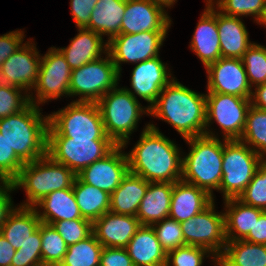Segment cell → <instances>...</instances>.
Listing matches in <instances>:
<instances>
[{
  "instance_id": "obj_1",
  "label": "cell",
  "mask_w": 266,
  "mask_h": 266,
  "mask_svg": "<svg viewBox=\"0 0 266 266\" xmlns=\"http://www.w3.org/2000/svg\"><path fill=\"white\" fill-rule=\"evenodd\" d=\"M178 148L155 125L148 124L131 153L126 154L129 172L148 182L181 181L183 158Z\"/></svg>"
},
{
  "instance_id": "obj_2",
  "label": "cell",
  "mask_w": 266,
  "mask_h": 266,
  "mask_svg": "<svg viewBox=\"0 0 266 266\" xmlns=\"http://www.w3.org/2000/svg\"><path fill=\"white\" fill-rule=\"evenodd\" d=\"M206 95L176 80L166 85L149 108V114L171 124L183 139L205 135Z\"/></svg>"
},
{
  "instance_id": "obj_3",
  "label": "cell",
  "mask_w": 266,
  "mask_h": 266,
  "mask_svg": "<svg viewBox=\"0 0 266 266\" xmlns=\"http://www.w3.org/2000/svg\"><path fill=\"white\" fill-rule=\"evenodd\" d=\"M42 116L39 106L30 103L18 113L0 119V134L24 163L47 154L49 116Z\"/></svg>"
},
{
  "instance_id": "obj_4",
  "label": "cell",
  "mask_w": 266,
  "mask_h": 266,
  "mask_svg": "<svg viewBox=\"0 0 266 266\" xmlns=\"http://www.w3.org/2000/svg\"><path fill=\"white\" fill-rule=\"evenodd\" d=\"M185 141L191 150L183 158L181 180L203 189L213 197L212 190H219L222 180L224 144L209 131Z\"/></svg>"
},
{
  "instance_id": "obj_5",
  "label": "cell",
  "mask_w": 266,
  "mask_h": 266,
  "mask_svg": "<svg viewBox=\"0 0 266 266\" xmlns=\"http://www.w3.org/2000/svg\"><path fill=\"white\" fill-rule=\"evenodd\" d=\"M77 175L65 165L54 161L49 155L25 163L13 181L15 188L23 187L27 201L23 207H35L53 191L72 188Z\"/></svg>"
},
{
  "instance_id": "obj_6",
  "label": "cell",
  "mask_w": 266,
  "mask_h": 266,
  "mask_svg": "<svg viewBox=\"0 0 266 266\" xmlns=\"http://www.w3.org/2000/svg\"><path fill=\"white\" fill-rule=\"evenodd\" d=\"M107 136L116 145H127L129 135L137 127L141 114H149L136 97L125 88H114L97 102ZM145 109V111H144Z\"/></svg>"
},
{
  "instance_id": "obj_7",
  "label": "cell",
  "mask_w": 266,
  "mask_h": 266,
  "mask_svg": "<svg viewBox=\"0 0 266 266\" xmlns=\"http://www.w3.org/2000/svg\"><path fill=\"white\" fill-rule=\"evenodd\" d=\"M49 116L47 135L72 139L111 140L104 129L97 103L71 102Z\"/></svg>"
},
{
  "instance_id": "obj_8",
  "label": "cell",
  "mask_w": 266,
  "mask_h": 266,
  "mask_svg": "<svg viewBox=\"0 0 266 266\" xmlns=\"http://www.w3.org/2000/svg\"><path fill=\"white\" fill-rule=\"evenodd\" d=\"M223 140V174L219 190L227 200L238 198L243 193L263 158L239 140Z\"/></svg>"
},
{
  "instance_id": "obj_9",
  "label": "cell",
  "mask_w": 266,
  "mask_h": 266,
  "mask_svg": "<svg viewBox=\"0 0 266 266\" xmlns=\"http://www.w3.org/2000/svg\"><path fill=\"white\" fill-rule=\"evenodd\" d=\"M120 75L107 53L105 59L99 58L72 70L69 96H81L74 102L97 103L106 93L117 87Z\"/></svg>"
},
{
  "instance_id": "obj_10",
  "label": "cell",
  "mask_w": 266,
  "mask_h": 266,
  "mask_svg": "<svg viewBox=\"0 0 266 266\" xmlns=\"http://www.w3.org/2000/svg\"><path fill=\"white\" fill-rule=\"evenodd\" d=\"M117 145L112 140L72 139L63 135H47V155L65 165L76 175L102 159Z\"/></svg>"
},
{
  "instance_id": "obj_11",
  "label": "cell",
  "mask_w": 266,
  "mask_h": 266,
  "mask_svg": "<svg viewBox=\"0 0 266 266\" xmlns=\"http://www.w3.org/2000/svg\"><path fill=\"white\" fill-rule=\"evenodd\" d=\"M214 201L202 212L180 223L185 245L199 246L209 250L215 259L227 243L224 213L217 214Z\"/></svg>"
},
{
  "instance_id": "obj_12",
  "label": "cell",
  "mask_w": 266,
  "mask_h": 266,
  "mask_svg": "<svg viewBox=\"0 0 266 266\" xmlns=\"http://www.w3.org/2000/svg\"><path fill=\"white\" fill-rule=\"evenodd\" d=\"M251 106L250 98L223 93L206 94V127L214 119L222 128L224 139L239 140Z\"/></svg>"
},
{
  "instance_id": "obj_13",
  "label": "cell",
  "mask_w": 266,
  "mask_h": 266,
  "mask_svg": "<svg viewBox=\"0 0 266 266\" xmlns=\"http://www.w3.org/2000/svg\"><path fill=\"white\" fill-rule=\"evenodd\" d=\"M71 73L72 69L59 48L51 47L47 54L41 57L38 78L33 87L36 89L37 102L32 96L30 102L39 105L49 99H58L64 94L69 96Z\"/></svg>"
},
{
  "instance_id": "obj_14",
  "label": "cell",
  "mask_w": 266,
  "mask_h": 266,
  "mask_svg": "<svg viewBox=\"0 0 266 266\" xmlns=\"http://www.w3.org/2000/svg\"><path fill=\"white\" fill-rule=\"evenodd\" d=\"M167 31H147L136 34H119L108 41V53L121 74V63H139L159 56Z\"/></svg>"
},
{
  "instance_id": "obj_15",
  "label": "cell",
  "mask_w": 266,
  "mask_h": 266,
  "mask_svg": "<svg viewBox=\"0 0 266 266\" xmlns=\"http://www.w3.org/2000/svg\"><path fill=\"white\" fill-rule=\"evenodd\" d=\"M208 93H223L251 98L249 84L242 59L221 57L206 67Z\"/></svg>"
},
{
  "instance_id": "obj_16",
  "label": "cell",
  "mask_w": 266,
  "mask_h": 266,
  "mask_svg": "<svg viewBox=\"0 0 266 266\" xmlns=\"http://www.w3.org/2000/svg\"><path fill=\"white\" fill-rule=\"evenodd\" d=\"M122 148L123 145H117L109 154L84 168L77 176L84 183L111 195L129 172L128 158Z\"/></svg>"
},
{
  "instance_id": "obj_17",
  "label": "cell",
  "mask_w": 266,
  "mask_h": 266,
  "mask_svg": "<svg viewBox=\"0 0 266 266\" xmlns=\"http://www.w3.org/2000/svg\"><path fill=\"white\" fill-rule=\"evenodd\" d=\"M40 62L41 56L36 46L28 41L1 65L0 82L28 92L35 86Z\"/></svg>"
},
{
  "instance_id": "obj_18",
  "label": "cell",
  "mask_w": 266,
  "mask_h": 266,
  "mask_svg": "<svg viewBox=\"0 0 266 266\" xmlns=\"http://www.w3.org/2000/svg\"><path fill=\"white\" fill-rule=\"evenodd\" d=\"M164 7L153 0H126L120 34L168 31L171 19Z\"/></svg>"
},
{
  "instance_id": "obj_19",
  "label": "cell",
  "mask_w": 266,
  "mask_h": 266,
  "mask_svg": "<svg viewBox=\"0 0 266 266\" xmlns=\"http://www.w3.org/2000/svg\"><path fill=\"white\" fill-rule=\"evenodd\" d=\"M168 67L160 60L159 56L147 59L143 62H139L132 71L131 76V87L134 92L130 89L125 88L133 96L138 95L150 105V108L155 101L158 99L162 89L168 85L174 78L171 79Z\"/></svg>"
},
{
  "instance_id": "obj_20",
  "label": "cell",
  "mask_w": 266,
  "mask_h": 266,
  "mask_svg": "<svg viewBox=\"0 0 266 266\" xmlns=\"http://www.w3.org/2000/svg\"><path fill=\"white\" fill-rule=\"evenodd\" d=\"M140 226L136 216L108 211L92 223V233L103 247L125 248Z\"/></svg>"
},
{
  "instance_id": "obj_21",
  "label": "cell",
  "mask_w": 266,
  "mask_h": 266,
  "mask_svg": "<svg viewBox=\"0 0 266 266\" xmlns=\"http://www.w3.org/2000/svg\"><path fill=\"white\" fill-rule=\"evenodd\" d=\"M204 10L190 42V48L200 58L205 68L221 58L220 39L217 28V10L214 0H206Z\"/></svg>"
},
{
  "instance_id": "obj_22",
  "label": "cell",
  "mask_w": 266,
  "mask_h": 266,
  "mask_svg": "<svg viewBox=\"0 0 266 266\" xmlns=\"http://www.w3.org/2000/svg\"><path fill=\"white\" fill-rule=\"evenodd\" d=\"M214 198L195 185L178 181L174 183L169 218L181 223L207 208Z\"/></svg>"
},
{
  "instance_id": "obj_23",
  "label": "cell",
  "mask_w": 266,
  "mask_h": 266,
  "mask_svg": "<svg viewBox=\"0 0 266 266\" xmlns=\"http://www.w3.org/2000/svg\"><path fill=\"white\" fill-rule=\"evenodd\" d=\"M134 266H165L167 252L152 226L141 225L125 247Z\"/></svg>"
},
{
  "instance_id": "obj_24",
  "label": "cell",
  "mask_w": 266,
  "mask_h": 266,
  "mask_svg": "<svg viewBox=\"0 0 266 266\" xmlns=\"http://www.w3.org/2000/svg\"><path fill=\"white\" fill-rule=\"evenodd\" d=\"M78 31L68 47L59 49L72 70L101 58V53H108V43L103 44L100 34L86 28Z\"/></svg>"
},
{
  "instance_id": "obj_25",
  "label": "cell",
  "mask_w": 266,
  "mask_h": 266,
  "mask_svg": "<svg viewBox=\"0 0 266 266\" xmlns=\"http://www.w3.org/2000/svg\"><path fill=\"white\" fill-rule=\"evenodd\" d=\"M174 183L149 182L136 217L141 225H153L169 217Z\"/></svg>"
},
{
  "instance_id": "obj_26",
  "label": "cell",
  "mask_w": 266,
  "mask_h": 266,
  "mask_svg": "<svg viewBox=\"0 0 266 266\" xmlns=\"http://www.w3.org/2000/svg\"><path fill=\"white\" fill-rule=\"evenodd\" d=\"M240 17H231L217 11V28L220 39L221 56L242 59L253 44Z\"/></svg>"
},
{
  "instance_id": "obj_27",
  "label": "cell",
  "mask_w": 266,
  "mask_h": 266,
  "mask_svg": "<svg viewBox=\"0 0 266 266\" xmlns=\"http://www.w3.org/2000/svg\"><path fill=\"white\" fill-rule=\"evenodd\" d=\"M224 224L227 242L243 240L258 221L263 210L247 205L238 198L225 200ZM236 233V234H235Z\"/></svg>"
},
{
  "instance_id": "obj_28",
  "label": "cell",
  "mask_w": 266,
  "mask_h": 266,
  "mask_svg": "<svg viewBox=\"0 0 266 266\" xmlns=\"http://www.w3.org/2000/svg\"><path fill=\"white\" fill-rule=\"evenodd\" d=\"M38 207L14 208L1 226L0 233L17 250L30 240L41 223L37 213Z\"/></svg>"
},
{
  "instance_id": "obj_29",
  "label": "cell",
  "mask_w": 266,
  "mask_h": 266,
  "mask_svg": "<svg viewBox=\"0 0 266 266\" xmlns=\"http://www.w3.org/2000/svg\"><path fill=\"white\" fill-rule=\"evenodd\" d=\"M37 206L44 209L42 214L37 211L41 222L49 225L59 220L85 219L82 218L73 188L53 191L35 205Z\"/></svg>"
},
{
  "instance_id": "obj_30",
  "label": "cell",
  "mask_w": 266,
  "mask_h": 266,
  "mask_svg": "<svg viewBox=\"0 0 266 266\" xmlns=\"http://www.w3.org/2000/svg\"><path fill=\"white\" fill-rule=\"evenodd\" d=\"M149 182L130 172L110 195V211L121 215L136 216Z\"/></svg>"
},
{
  "instance_id": "obj_31",
  "label": "cell",
  "mask_w": 266,
  "mask_h": 266,
  "mask_svg": "<svg viewBox=\"0 0 266 266\" xmlns=\"http://www.w3.org/2000/svg\"><path fill=\"white\" fill-rule=\"evenodd\" d=\"M126 9V0H98L86 29L108 35L107 41L120 34V26Z\"/></svg>"
},
{
  "instance_id": "obj_32",
  "label": "cell",
  "mask_w": 266,
  "mask_h": 266,
  "mask_svg": "<svg viewBox=\"0 0 266 266\" xmlns=\"http://www.w3.org/2000/svg\"><path fill=\"white\" fill-rule=\"evenodd\" d=\"M72 188L82 218L93 223L110 211V194L107 192L84 183L78 176Z\"/></svg>"
},
{
  "instance_id": "obj_33",
  "label": "cell",
  "mask_w": 266,
  "mask_h": 266,
  "mask_svg": "<svg viewBox=\"0 0 266 266\" xmlns=\"http://www.w3.org/2000/svg\"><path fill=\"white\" fill-rule=\"evenodd\" d=\"M232 266H266V245L245 240L227 242L221 254Z\"/></svg>"
},
{
  "instance_id": "obj_34",
  "label": "cell",
  "mask_w": 266,
  "mask_h": 266,
  "mask_svg": "<svg viewBox=\"0 0 266 266\" xmlns=\"http://www.w3.org/2000/svg\"><path fill=\"white\" fill-rule=\"evenodd\" d=\"M239 141L249 145L260 157L266 154V111L250 106L246 115V124ZM252 147H251V146Z\"/></svg>"
},
{
  "instance_id": "obj_35",
  "label": "cell",
  "mask_w": 266,
  "mask_h": 266,
  "mask_svg": "<svg viewBox=\"0 0 266 266\" xmlns=\"http://www.w3.org/2000/svg\"><path fill=\"white\" fill-rule=\"evenodd\" d=\"M103 245L92 233L86 239L68 246L62 266H100Z\"/></svg>"
},
{
  "instance_id": "obj_36",
  "label": "cell",
  "mask_w": 266,
  "mask_h": 266,
  "mask_svg": "<svg viewBox=\"0 0 266 266\" xmlns=\"http://www.w3.org/2000/svg\"><path fill=\"white\" fill-rule=\"evenodd\" d=\"M68 245L52 225L41 222L42 264H61Z\"/></svg>"
},
{
  "instance_id": "obj_37",
  "label": "cell",
  "mask_w": 266,
  "mask_h": 266,
  "mask_svg": "<svg viewBox=\"0 0 266 266\" xmlns=\"http://www.w3.org/2000/svg\"><path fill=\"white\" fill-rule=\"evenodd\" d=\"M251 87L266 82V47L253 43L242 57Z\"/></svg>"
},
{
  "instance_id": "obj_38",
  "label": "cell",
  "mask_w": 266,
  "mask_h": 266,
  "mask_svg": "<svg viewBox=\"0 0 266 266\" xmlns=\"http://www.w3.org/2000/svg\"><path fill=\"white\" fill-rule=\"evenodd\" d=\"M238 199L247 205L266 211V159H263Z\"/></svg>"
},
{
  "instance_id": "obj_39",
  "label": "cell",
  "mask_w": 266,
  "mask_h": 266,
  "mask_svg": "<svg viewBox=\"0 0 266 266\" xmlns=\"http://www.w3.org/2000/svg\"><path fill=\"white\" fill-rule=\"evenodd\" d=\"M151 226L153 227L161 247L166 252L185 246L181 225L176 220L168 217Z\"/></svg>"
},
{
  "instance_id": "obj_40",
  "label": "cell",
  "mask_w": 266,
  "mask_h": 266,
  "mask_svg": "<svg viewBox=\"0 0 266 266\" xmlns=\"http://www.w3.org/2000/svg\"><path fill=\"white\" fill-rule=\"evenodd\" d=\"M266 0H218V10L226 16L241 17L251 15L255 21L261 18Z\"/></svg>"
},
{
  "instance_id": "obj_41",
  "label": "cell",
  "mask_w": 266,
  "mask_h": 266,
  "mask_svg": "<svg viewBox=\"0 0 266 266\" xmlns=\"http://www.w3.org/2000/svg\"><path fill=\"white\" fill-rule=\"evenodd\" d=\"M23 89L3 84L0 82V119L18 113L25 109L31 102V94L22 96ZM21 91V92H20Z\"/></svg>"
},
{
  "instance_id": "obj_42",
  "label": "cell",
  "mask_w": 266,
  "mask_h": 266,
  "mask_svg": "<svg viewBox=\"0 0 266 266\" xmlns=\"http://www.w3.org/2000/svg\"><path fill=\"white\" fill-rule=\"evenodd\" d=\"M69 246L92 234V222L87 219L59 220L51 224Z\"/></svg>"
},
{
  "instance_id": "obj_43",
  "label": "cell",
  "mask_w": 266,
  "mask_h": 266,
  "mask_svg": "<svg viewBox=\"0 0 266 266\" xmlns=\"http://www.w3.org/2000/svg\"><path fill=\"white\" fill-rule=\"evenodd\" d=\"M41 254V223L39 228L30 235V240L17 249L11 261V266H40Z\"/></svg>"
},
{
  "instance_id": "obj_44",
  "label": "cell",
  "mask_w": 266,
  "mask_h": 266,
  "mask_svg": "<svg viewBox=\"0 0 266 266\" xmlns=\"http://www.w3.org/2000/svg\"><path fill=\"white\" fill-rule=\"evenodd\" d=\"M207 253L212 254L209 250L199 247L185 245L167 252L165 266H201L203 258Z\"/></svg>"
},
{
  "instance_id": "obj_45",
  "label": "cell",
  "mask_w": 266,
  "mask_h": 266,
  "mask_svg": "<svg viewBox=\"0 0 266 266\" xmlns=\"http://www.w3.org/2000/svg\"><path fill=\"white\" fill-rule=\"evenodd\" d=\"M24 164L10 148L4 136L0 134V179L13 182Z\"/></svg>"
},
{
  "instance_id": "obj_46",
  "label": "cell",
  "mask_w": 266,
  "mask_h": 266,
  "mask_svg": "<svg viewBox=\"0 0 266 266\" xmlns=\"http://www.w3.org/2000/svg\"><path fill=\"white\" fill-rule=\"evenodd\" d=\"M100 266H134L125 248L103 247Z\"/></svg>"
},
{
  "instance_id": "obj_47",
  "label": "cell",
  "mask_w": 266,
  "mask_h": 266,
  "mask_svg": "<svg viewBox=\"0 0 266 266\" xmlns=\"http://www.w3.org/2000/svg\"><path fill=\"white\" fill-rule=\"evenodd\" d=\"M23 31H11L0 36V68L1 65L23 44Z\"/></svg>"
},
{
  "instance_id": "obj_48",
  "label": "cell",
  "mask_w": 266,
  "mask_h": 266,
  "mask_svg": "<svg viewBox=\"0 0 266 266\" xmlns=\"http://www.w3.org/2000/svg\"><path fill=\"white\" fill-rule=\"evenodd\" d=\"M98 0H70L71 14L78 28L89 24L91 13Z\"/></svg>"
},
{
  "instance_id": "obj_49",
  "label": "cell",
  "mask_w": 266,
  "mask_h": 266,
  "mask_svg": "<svg viewBox=\"0 0 266 266\" xmlns=\"http://www.w3.org/2000/svg\"><path fill=\"white\" fill-rule=\"evenodd\" d=\"M2 185V186H1ZM0 185V229L5 222L8 214L14 209L10 193L15 190L14 183L11 181H1Z\"/></svg>"
},
{
  "instance_id": "obj_50",
  "label": "cell",
  "mask_w": 266,
  "mask_h": 266,
  "mask_svg": "<svg viewBox=\"0 0 266 266\" xmlns=\"http://www.w3.org/2000/svg\"><path fill=\"white\" fill-rule=\"evenodd\" d=\"M243 240L266 245V211L260 215L258 221H255L253 230Z\"/></svg>"
},
{
  "instance_id": "obj_51",
  "label": "cell",
  "mask_w": 266,
  "mask_h": 266,
  "mask_svg": "<svg viewBox=\"0 0 266 266\" xmlns=\"http://www.w3.org/2000/svg\"><path fill=\"white\" fill-rule=\"evenodd\" d=\"M16 249L0 233V266H11Z\"/></svg>"
},
{
  "instance_id": "obj_52",
  "label": "cell",
  "mask_w": 266,
  "mask_h": 266,
  "mask_svg": "<svg viewBox=\"0 0 266 266\" xmlns=\"http://www.w3.org/2000/svg\"><path fill=\"white\" fill-rule=\"evenodd\" d=\"M254 90L255 92H252L250 98L251 105L266 111V82L256 86Z\"/></svg>"
},
{
  "instance_id": "obj_53",
  "label": "cell",
  "mask_w": 266,
  "mask_h": 266,
  "mask_svg": "<svg viewBox=\"0 0 266 266\" xmlns=\"http://www.w3.org/2000/svg\"><path fill=\"white\" fill-rule=\"evenodd\" d=\"M213 260L217 262V266H232L222 255L215 257Z\"/></svg>"
},
{
  "instance_id": "obj_54",
  "label": "cell",
  "mask_w": 266,
  "mask_h": 266,
  "mask_svg": "<svg viewBox=\"0 0 266 266\" xmlns=\"http://www.w3.org/2000/svg\"><path fill=\"white\" fill-rule=\"evenodd\" d=\"M153 1H155L156 3H158L163 7H169V6L171 7L176 2V0H153Z\"/></svg>"
},
{
  "instance_id": "obj_55",
  "label": "cell",
  "mask_w": 266,
  "mask_h": 266,
  "mask_svg": "<svg viewBox=\"0 0 266 266\" xmlns=\"http://www.w3.org/2000/svg\"><path fill=\"white\" fill-rule=\"evenodd\" d=\"M258 23L266 26V4L264 7V12H263L261 18L259 19Z\"/></svg>"
},
{
  "instance_id": "obj_56",
  "label": "cell",
  "mask_w": 266,
  "mask_h": 266,
  "mask_svg": "<svg viewBox=\"0 0 266 266\" xmlns=\"http://www.w3.org/2000/svg\"><path fill=\"white\" fill-rule=\"evenodd\" d=\"M40 266H62L61 264H41Z\"/></svg>"
}]
</instances>
